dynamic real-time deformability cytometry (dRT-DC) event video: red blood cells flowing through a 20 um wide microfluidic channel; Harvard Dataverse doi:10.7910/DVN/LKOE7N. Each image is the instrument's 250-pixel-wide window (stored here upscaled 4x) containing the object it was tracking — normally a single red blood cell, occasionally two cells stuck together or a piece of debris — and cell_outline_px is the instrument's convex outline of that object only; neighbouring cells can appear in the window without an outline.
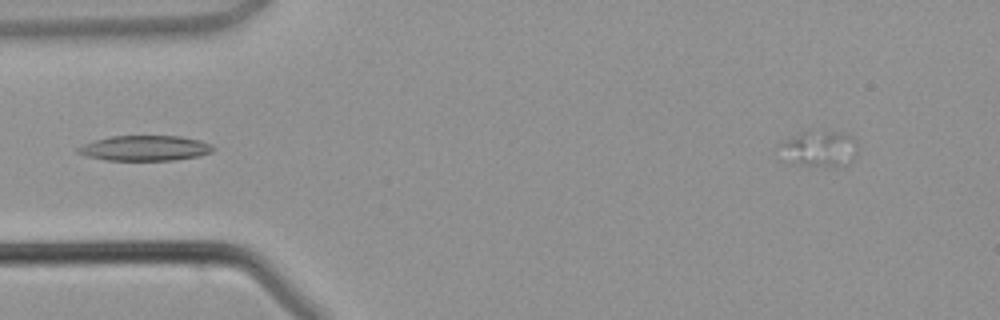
{"species": "common noctule bat (a hibernating species)", "species_latin": "Nyctalus noctula", "temperature_condition": "warm", "stored_images_in_passage": 4, "camera_frame_rate_fps": 3000, "um_per_image_px": 0.085, "animal": {"sex": "male", "body_mass_g": 21.5, "forearm_length_mm": 52.0}, "frame": {"image": 1, "passage_image": 3, "time_ms": 3.333, "image_size_px": [1000, 320], "cell_outline_px": [[212, 152], [200, 156], [172, 160], [104, 160], [88, 156], [76, 152], [76, 148], [84, 144], [96, 140], [112, 136], [180, 136], [200, 140], [212, 144]], "centroid_in_image_um": [12.33, 12.59], "position_along_channel_um": 72.7, "area_um2": 19.77}}
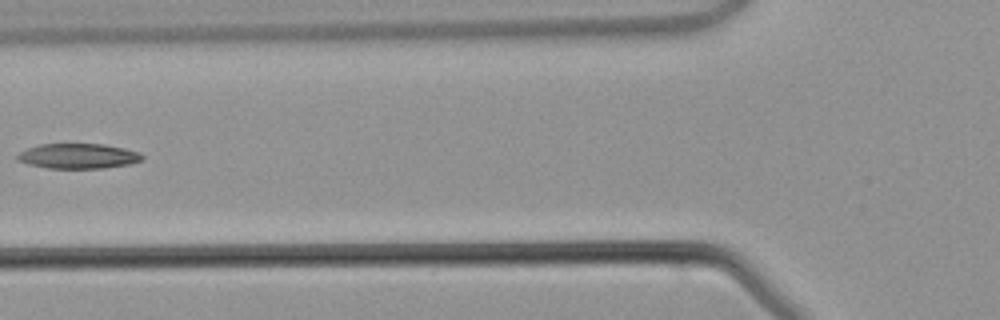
{"frame": {"image": 2, "passage_image": 4, "time_ms": 4.333, "image_size_px": [1000, 320], "cell_outline_px": [[144, 156], [140, 160], [128, 164], [104, 168], [48, 168], [28, 164], [16, 160], [16, 156], [20, 152], [28, 148], [40, 144], [104, 144], [124, 148], [140, 152]], "centroid_in_image_um": [6.63, 13.26], "position_along_channel_um": 119.2, "area_um2": 18.15}}